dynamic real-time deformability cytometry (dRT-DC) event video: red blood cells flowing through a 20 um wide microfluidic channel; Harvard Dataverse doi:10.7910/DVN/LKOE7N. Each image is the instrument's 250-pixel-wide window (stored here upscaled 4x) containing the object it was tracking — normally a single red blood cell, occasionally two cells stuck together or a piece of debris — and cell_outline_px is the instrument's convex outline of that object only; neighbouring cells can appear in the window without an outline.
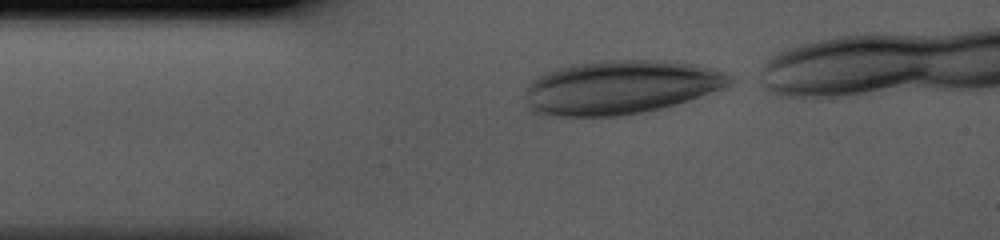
{"species": "human", "species_latin": "Homo sapiens", "temperature_condition": "cold", "stored_images_in_passage": 32, "camera_frame_rate_fps": 3000, "um_per_image_px": 0.085, "donor": {"sex": "male"}, "frame": {"image": 1, "passage_image": 1, "time_ms": 0.0, "image_size_px": [1000, 240], "cell_outline_px": [[736, 80], [732, 84], [724, 88], [676, 104], [644, 112], [616, 116], [540, 116], [532, 112], [528, 108], [528, 88], [532, 80], [536, 76], [544, 72], [556, 68], [572, 64], [600, 60], [676, 60], [696, 64], [712, 68], [724, 72], [732, 76]], "centroid_in_image_um": [52.77, 7.4], "position_along_channel_um": 32.2, "area_um2": 64.79}}
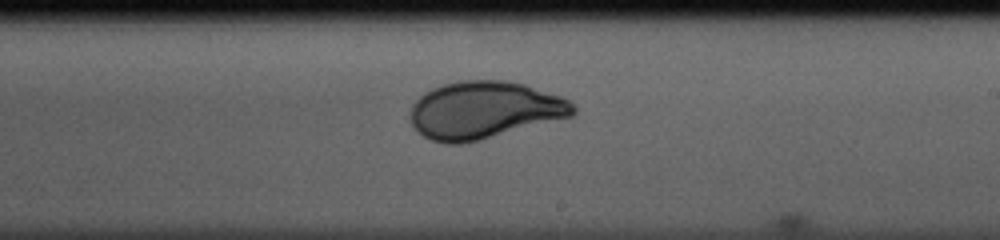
{"frame": {"image": 2, "passage_image": 18, "time_ms": 5.667, "image_size_px": [1000, 240], "cell_outline_px": [[576, 112], [572, 116], [480, 140], [460, 144], [444, 144], [432, 140], [424, 136], [412, 124], [408, 112], [412, 104], [424, 92], [432, 88], [444, 84], [460, 80], [504, 80], [524, 84], [560, 96], [568, 100], [576, 108]], "centroid_in_image_um": [41.13, 9.35], "position_along_channel_um": 247.9, "area_um2": 54.39}}
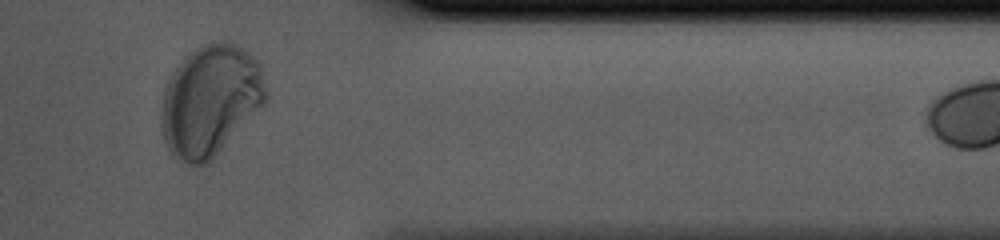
{"frame": {"image": 3, "passage_image": 29, "time_ms": 9.333, "image_size_px": [1000, 240], "cell_outline_px": [[268, 100], [212, 160], [208, 164], [192, 164], [176, 160], [172, 156], [164, 140], [160, 124], [160, 112], [164, 92], [168, 80], [172, 72], [188, 52], [200, 44], [212, 40], [232, 40], [244, 48], [260, 64], [268, 92]], "centroid_in_image_um": [17.88, 8.5], "position_along_channel_um": 393.5, "area_um2": 68.72}}